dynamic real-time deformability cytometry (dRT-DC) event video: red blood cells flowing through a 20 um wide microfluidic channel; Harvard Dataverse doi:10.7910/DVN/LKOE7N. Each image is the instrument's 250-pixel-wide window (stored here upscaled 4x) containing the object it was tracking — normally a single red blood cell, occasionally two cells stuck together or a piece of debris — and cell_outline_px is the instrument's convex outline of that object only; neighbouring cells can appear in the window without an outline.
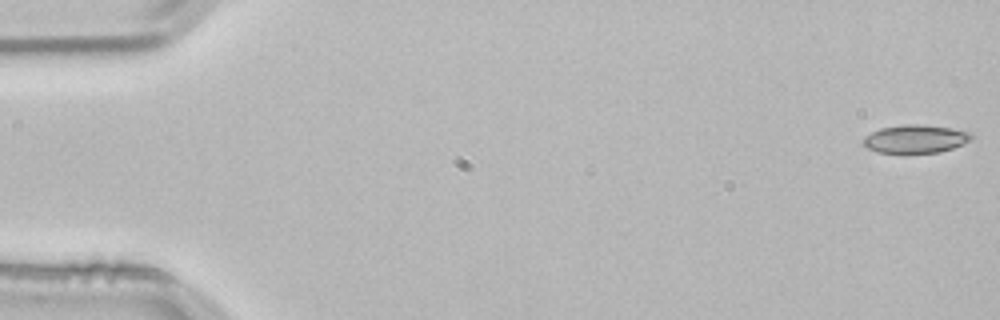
{"species": "common noctule bat (a hibernating species)", "species_latin": "Nyctalus noctula", "temperature_condition": "room temperature", "stored_images_in_passage": 54, "camera_frame_rate_fps": 3000, "um_per_image_px": 0.085, "animal": {"sex": "male", "body_mass_g": 21.5, "forearm_length_mm": 52.0}, "frame": {"image": 1, "passage_image": 1, "time_ms": 0.0, "image_size_px": [1000, 320], "cell_outline_px": [[972, 140], [964, 144], [940, 152], [904, 156], [876, 152], [868, 148], [864, 144], [864, 136], [880, 128], [904, 124], [924, 124], [952, 128], [972, 132]], "centroid_in_image_um": [77.82, 11.85], "position_along_channel_um": 7.2, "area_um2": 18.67}}
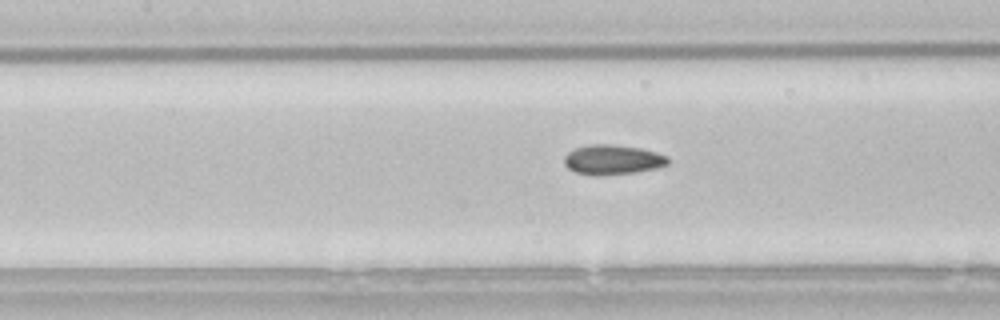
{"frame": {"image": 2, "passage_image": 24, "time_ms": 7.667, "image_size_px": [1000, 320], "cell_outline_px": [[668, 164], [656, 168], [636, 172], [596, 176], [576, 172], [568, 168], [564, 164], [564, 156], [568, 152], [576, 148], [588, 144], [612, 144], [640, 148], [656, 152], [668, 156]], "centroid_in_image_um": [52.06, 13.57], "position_along_channel_um": 155.3, "area_um2": 18.03}}
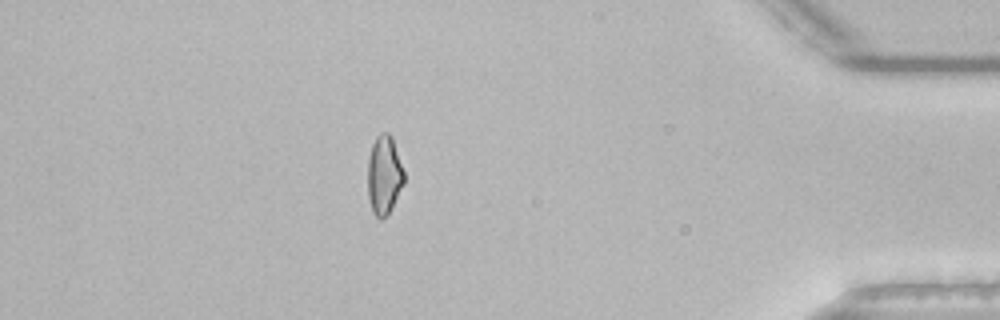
{"frame": {"image": 3, "passage_image": 47, "time_ms": 15.333, "image_size_px": [1000, 320], "cell_outline_px": [[404, 184], [388, 212], [380, 220], [372, 212], [368, 200], [368, 156], [372, 144], [376, 136], [380, 132], [388, 132], [392, 136], [404, 172]], "centroid_in_image_um": [32.63, 14.84], "position_along_channel_um": 402.6, "area_um2": 16.7}, "authors_computed_cell_mechanics": {"area_um2": 17.4556, "velocity_mm_per_s": 3.8107, "shape_relaxation_time_tau1_ms": 11.3227, "shape_relaxation_time_tau2_ms": 3.7311, "deformation_change_tau1": 0.198, "deformation_change_tau2": 0.0862}}